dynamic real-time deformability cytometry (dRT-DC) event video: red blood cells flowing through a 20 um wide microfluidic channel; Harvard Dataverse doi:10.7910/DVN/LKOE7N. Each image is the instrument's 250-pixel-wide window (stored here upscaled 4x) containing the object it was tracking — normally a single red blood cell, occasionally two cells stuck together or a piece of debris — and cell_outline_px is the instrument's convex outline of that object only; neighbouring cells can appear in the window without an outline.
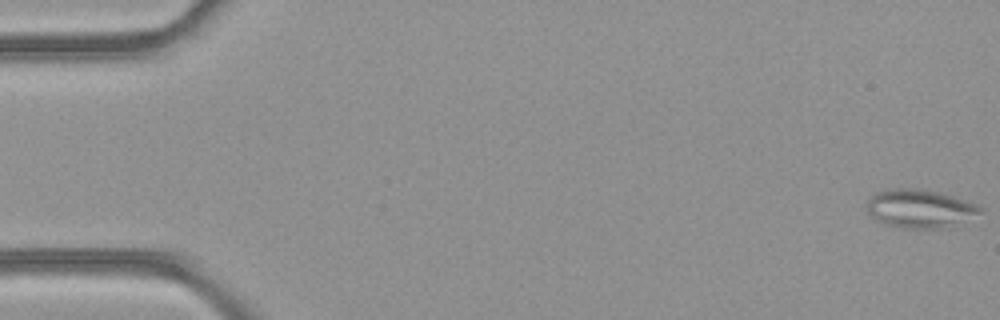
{"species": "common noctule bat (a hibernating species)", "species_latin": "Nyctalus noctula", "temperature_condition": "room temperature", "stored_images_in_passage": 4, "camera_frame_rate_fps": 3000, "um_per_image_px": 0.085, "animal": {"sex": "female", "body_mass_g": 21.9}, "frame": {"image": 1, "passage_image": 1, "time_ms": 0.0, "image_size_px": [1000, 320], "cell_outline_px": [[984, 208], [980, 212], [940, 228], [904, 228], [884, 224], [872, 216], [868, 212], [868, 200], [876, 192], [892, 188], [924, 188], [952, 196], [976, 204]], "centroid_in_image_um": [78.12, 17.7], "position_along_channel_um": 6.9, "area_um2": 24.68}}